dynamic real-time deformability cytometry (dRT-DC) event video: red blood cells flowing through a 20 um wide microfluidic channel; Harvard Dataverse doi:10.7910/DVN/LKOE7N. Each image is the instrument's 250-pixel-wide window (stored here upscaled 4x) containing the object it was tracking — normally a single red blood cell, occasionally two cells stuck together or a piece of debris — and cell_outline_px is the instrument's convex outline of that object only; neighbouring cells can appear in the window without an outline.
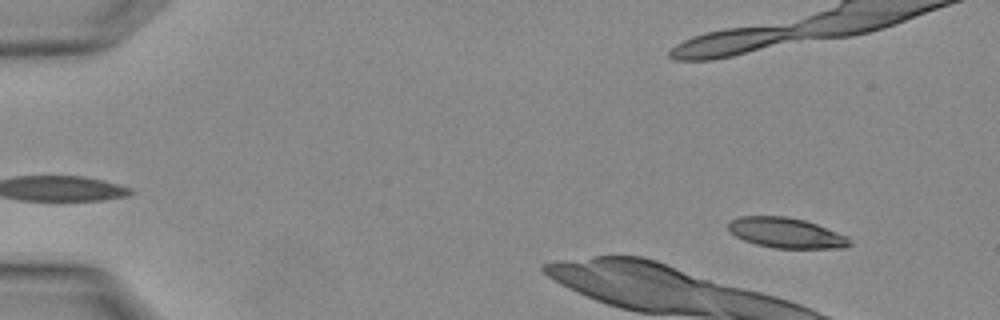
{"species": "Egyptian fruit bat (a non-hibernating species)", "species_latin": "Rousettus aegyptiacus", "temperature_condition": "warm", "stored_images_in_passage": 2, "camera_frame_rate_fps": 3000, "um_per_image_px": 0.085, "animal": {"sex": "female"}, "frame": {"image": 1, "passage_image": 2, "time_ms": 0.333, "image_size_px": [1000, 320], "cell_outline_px": [[852, 244], [844, 248], [776, 248], [756, 244], [744, 240], [736, 236], [728, 228], [728, 220], [740, 216], [788, 216], [804, 220], [816, 224], [848, 236], [852, 240]], "centroid_in_image_um": [66.84, 19.79], "position_along_channel_um": 18.2, "area_um2": 21.44}}